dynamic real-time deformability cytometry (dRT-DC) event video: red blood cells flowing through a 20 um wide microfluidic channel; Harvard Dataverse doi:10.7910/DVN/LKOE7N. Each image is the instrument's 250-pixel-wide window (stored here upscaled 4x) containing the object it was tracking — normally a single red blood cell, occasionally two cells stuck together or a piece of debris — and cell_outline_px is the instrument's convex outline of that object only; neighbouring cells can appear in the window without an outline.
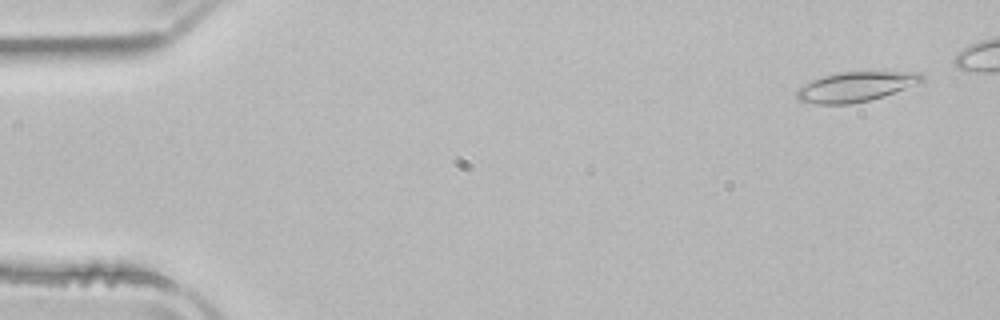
{"species": "common noctule bat (a hibernating species)", "species_latin": "Nyctalus noctula", "temperature_condition": "room temperature", "stored_images_in_passage": 46, "camera_frame_rate_fps": 3000, "um_per_image_px": 0.085, "animal": {"sex": "male", "body_mass_g": 21.5, "forearm_length_mm": 52.0}, "frame": {"image": 1, "passage_image": 3, "time_ms": 0.667, "image_size_px": [1000, 320], "cell_outline_px": [[924, 80], [920, 84], [884, 96], [868, 100], [848, 104], [816, 104], [796, 100], [796, 88], [812, 80], [824, 76], [840, 72], [920, 72], [924, 76]], "centroid_in_image_um": [72.74, 7.37], "position_along_channel_um": 12.3, "area_um2": 21.85}}
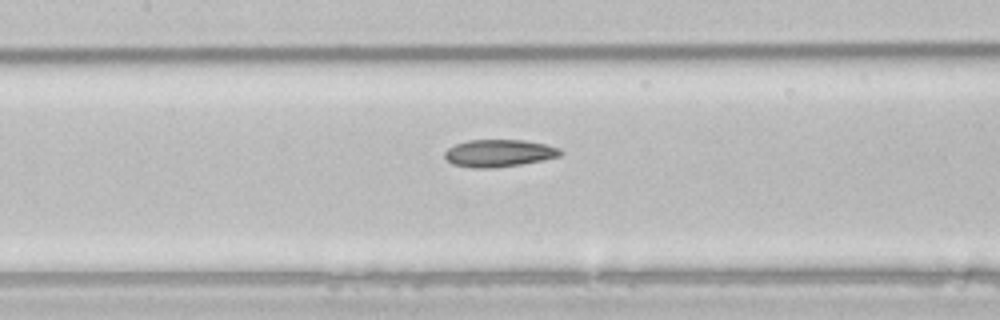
{"frame": {"image": 2, "passage_image": 24, "time_ms": 7.667, "image_size_px": [1000, 320], "cell_outline_px": [[564, 152], [560, 156], [544, 160], [520, 164], [492, 168], [472, 168], [452, 164], [444, 156], [444, 152], [448, 148], [456, 144], [468, 140], [524, 140], [544, 144], [560, 148]], "centroid_in_image_um": [42.42, 13.02], "position_along_channel_um": 165.0, "area_um2": 18.44}}
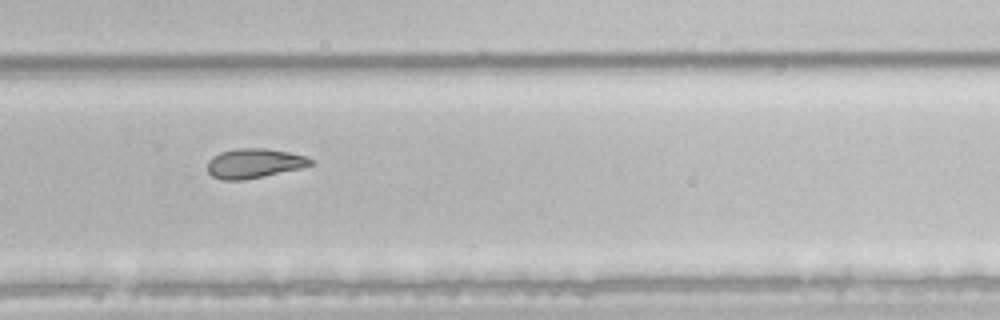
{"frame": {"image": 3, "passage_image": 35, "time_ms": 11.333, "image_size_px": [1000, 320], "cell_outline_px": [[316, 164], [300, 168], [264, 176], [244, 180], [220, 180], [212, 176], [208, 172], [208, 160], [212, 156], [220, 152], [236, 148], [268, 148], [288, 152], [304, 156], [312, 160]], "centroid_in_image_um": [21.58, 13.88], "position_along_channel_um": 308.2, "area_um2": 17.86}}